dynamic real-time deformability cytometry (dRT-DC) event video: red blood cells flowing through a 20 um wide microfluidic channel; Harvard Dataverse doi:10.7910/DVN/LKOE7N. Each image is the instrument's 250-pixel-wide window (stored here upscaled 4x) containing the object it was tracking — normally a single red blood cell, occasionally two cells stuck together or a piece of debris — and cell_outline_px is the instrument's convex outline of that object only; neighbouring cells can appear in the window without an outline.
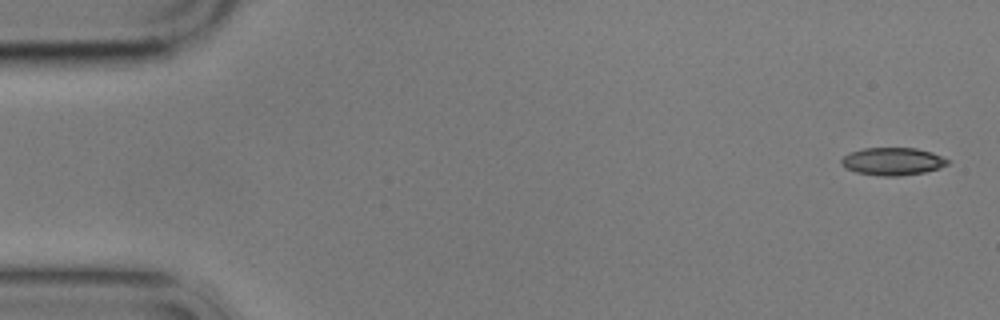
{"species": "common noctule bat (a hibernating species)", "species_latin": "Nyctalus noctula", "temperature_condition": "cold", "stored_images_in_passage": 4, "camera_frame_rate_fps": 3000, "um_per_image_px": 0.085, "animal": {"sex": "male", "body_mass_g": 17.9}, "frame": {"image": 1, "passage_image": 1, "time_ms": 0.0, "image_size_px": [1000, 320], "cell_outline_px": [[948, 164], [940, 168], [924, 172], [900, 176], [880, 176], [856, 172], [844, 168], [840, 164], [840, 160], [848, 152], [864, 148], [916, 148], [932, 152], [948, 160]], "centroid_in_image_um": [75.82, 13.72], "position_along_channel_um": 9.2, "area_um2": 17.22}}
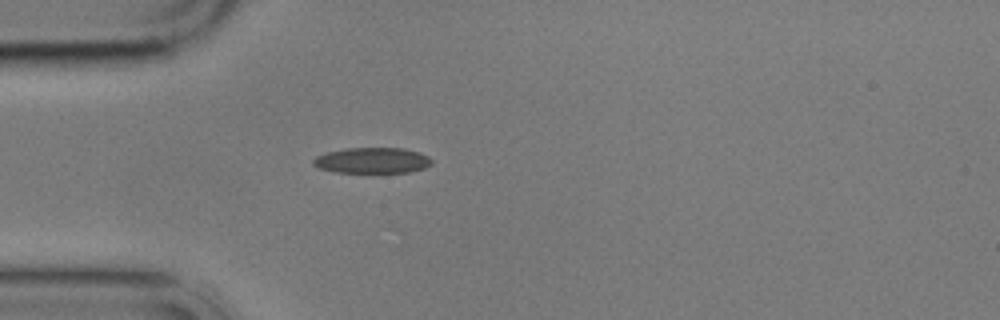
{"frame": {"image": 2, "passage_image": 4, "time_ms": 4.667, "image_size_px": [1000, 320], "cell_outline_px": [[432, 164], [424, 168], [412, 172], [332, 172], [320, 168], [312, 164], [312, 160], [316, 156], [328, 152], [348, 148], [404, 148], [420, 152], [428, 156], [432, 160]], "centroid_in_image_um": [31.66, 13.64], "position_along_channel_um": 53.3, "area_um2": 17.8}}